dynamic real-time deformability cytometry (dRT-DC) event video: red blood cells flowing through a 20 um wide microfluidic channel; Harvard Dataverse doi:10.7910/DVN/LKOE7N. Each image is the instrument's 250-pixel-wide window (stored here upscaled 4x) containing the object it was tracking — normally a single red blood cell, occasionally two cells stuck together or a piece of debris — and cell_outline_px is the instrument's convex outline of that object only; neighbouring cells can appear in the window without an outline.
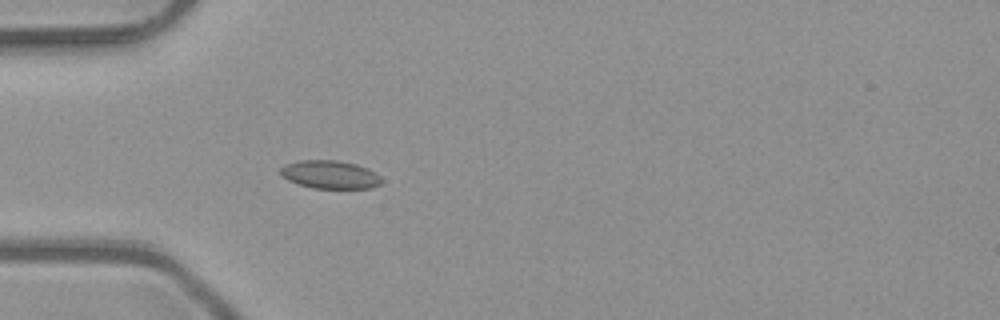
{"species": "common noctule bat (a hibernating species)", "species_latin": "Nyctalus noctula", "temperature_condition": "room temperature", "stored_images_in_passage": 2, "camera_frame_rate_fps": 3000, "um_per_image_px": 0.085, "animal": {"sex": "male", "body_mass_g": 23.1, "forearm_length_mm": 52.7}, "frame": {"image": 1, "passage_image": 2, "time_ms": 0.333, "image_size_px": [1000, 320], "cell_outline_px": [[380, 184], [372, 188], [312, 188], [288, 180], [280, 176], [280, 168], [284, 164], [300, 160], [336, 160], [356, 164], [380, 176]], "centroid_in_image_um": [27.98, 14.83], "position_along_channel_um": 57.0, "area_um2": 16.42}}